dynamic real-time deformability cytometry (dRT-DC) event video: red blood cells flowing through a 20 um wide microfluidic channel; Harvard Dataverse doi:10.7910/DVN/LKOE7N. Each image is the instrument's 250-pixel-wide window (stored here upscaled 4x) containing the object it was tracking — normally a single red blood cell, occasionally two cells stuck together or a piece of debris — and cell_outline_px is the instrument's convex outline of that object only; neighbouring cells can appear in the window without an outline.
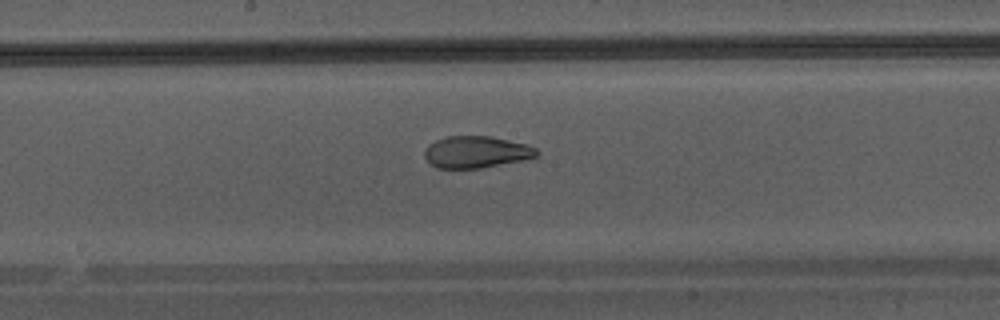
{"species": "Egyptian fruit bat (a non-hibernating species)", "species_latin": "Rousettus aegyptiacus", "temperature_condition": "warm", "stored_images_in_passage": 30, "camera_frame_rate_fps": 3000, "um_per_image_px": 0.085, "animal": {"sex": "male"}, "frame": {"image": 1, "passage_image": 18, "time_ms": 5.667, "image_size_px": [1000, 320], "cell_outline_px": [[540, 152], [536, 156], [520, 160], [480, 168], [436, 168], [424, 156], [424, 148], [428, 144], [444, 136], [492, 136], [528, 144], [536, 148]], "centroid_in_image_um": [40.46, 12.9], "position_along_channel_um": 207.7, "area_um2": 20.81}}